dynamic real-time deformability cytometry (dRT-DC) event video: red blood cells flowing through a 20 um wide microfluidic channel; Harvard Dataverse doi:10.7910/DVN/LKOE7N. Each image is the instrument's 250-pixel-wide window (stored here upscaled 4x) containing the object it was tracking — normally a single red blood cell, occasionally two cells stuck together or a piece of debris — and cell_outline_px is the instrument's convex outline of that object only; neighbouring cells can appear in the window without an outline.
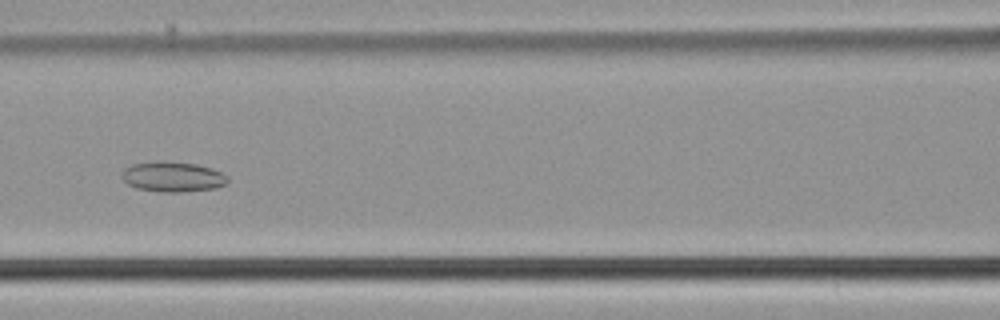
{"species": "common noctule bat (a hibernating species)", "species_latin": "Nyctalus noctula", "temperature_condition": "cold", "stored_images_in_passage": 56, "camera_frame_rate_fps": 3000, "um_per_image_px": 0.085, "animal": {"sex": "male", "body_mass_g": 21.5, "forearm_length_mm": 52.0}, "frame": {"image": 1, "passage_image": 26, "time_ms": 8.333, "image_size_px": [1000, 320], "cell_outline_px": [[228, 184], [216, 188], [180, 192], [164, 192], [136, 188], [128, 184], [120, 176], [124, 168], [132, 164], [196, 164], [212, 168], [228, 176]], "centroid_in_image_um": [14.73, 15.08], "position_along_channel_um": 151.9, "area_um2": 17.86}}
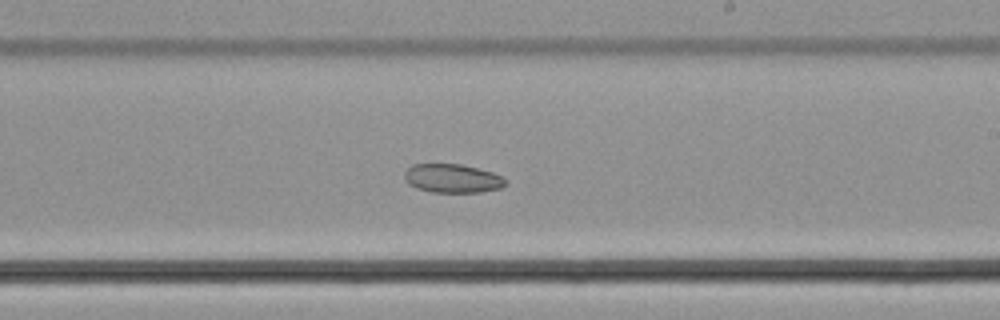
{"frame": {"image": 2, "passage_image": 34, "time_ms": 11.0, "image_size_px": [1000, 320], "cell_outline_px": [[508, 184], [500, 188], [480, 192], [432, 192], [416, 188], [408, 184], [404, 180], [404, 172], [412, 164], [460, 164], [492, 172], [504, 176], [508, 180]], "centroid_in_image_um": [38.47, 15.16], "position_along_channel_um": 250.5, "area_um2": 17.11}}
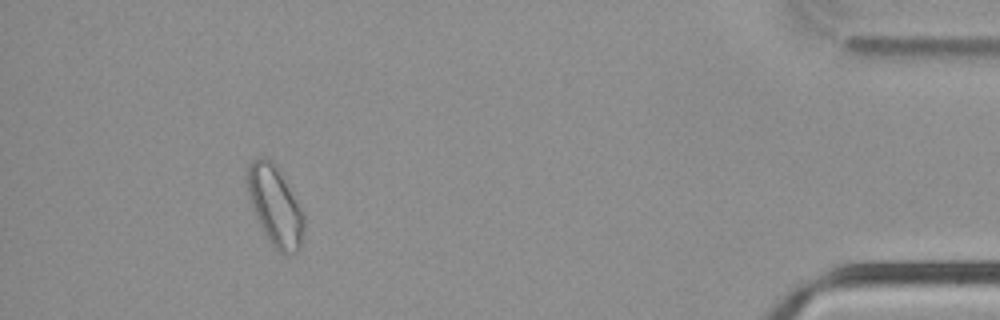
{"frame": {"image": 3, "passage_image": 52, "time_ms": 17.0, "image_size_px": [1000, 320], "cell_outline_px": [[304, 232], [300, 248], [296, 252], [288, 256], [272, 248], [252, 208], [244, 180], [244, 168], [256, 156], [264, 156], [272, 160], [304, 212]], "centroid_in_image_um": [23.34, 17.48], "position_along_channel_um": 411.9, "area_um2": 26.93}}